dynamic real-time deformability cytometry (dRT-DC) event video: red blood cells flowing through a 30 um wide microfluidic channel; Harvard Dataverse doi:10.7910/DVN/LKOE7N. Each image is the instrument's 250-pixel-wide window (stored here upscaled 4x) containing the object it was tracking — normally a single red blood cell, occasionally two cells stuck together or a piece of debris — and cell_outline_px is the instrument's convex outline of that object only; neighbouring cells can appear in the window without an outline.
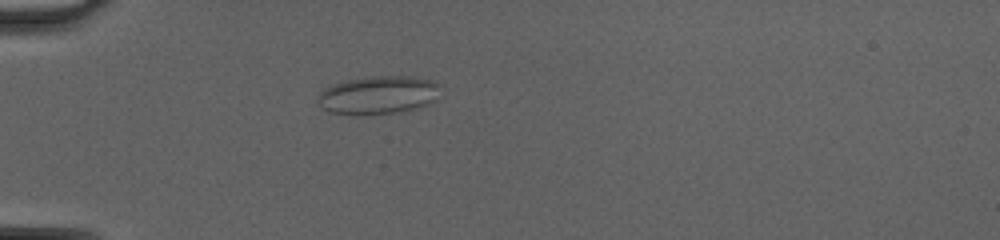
{"species": "common noctule bat (a hibernating species)", "species_latin": "Nyctalus noctula", "temperature_condition": "cold", "stored_images_in_passage": 50, "camera_frame_rate_fps": 3000, "um_per_image_px": 0.085, "animal": {"sex": "female", "body_mass_g": 20.0, "forearm_length_mm": 54.0}, "frame": {"image": 1, "passage_image": 16, "time_ms": 5.0, "image_size_px": [1000, 240], "cell_outline_px": [[436, 100], [428, 104], [416, 108], [400, 112], [356, 116], [328, 112], [316, 100], [320, 92], [324, 88], [332, 84], [344, 80], [372, 76], [408, 76], [432, 80], [436, 84]], "centroid_in_image_um": [32.07, 8.09], "position_along_channel_um": 52.9, "area_um2": 27.4}}
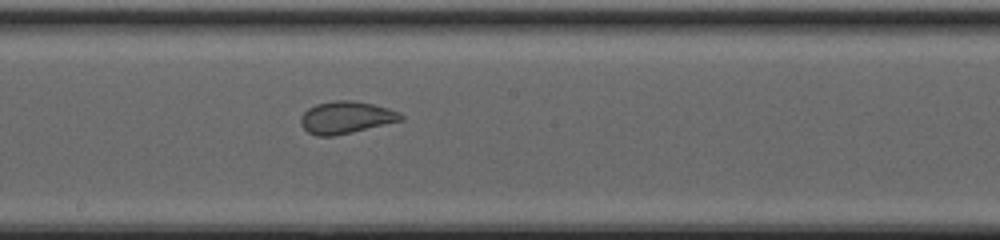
{"frame": {"image": 2, "passage_image": 29, "time_ms": 9.333, "image_size_px": [1000, 240], "cell_outline_px": [[404, 120], [352, 132], [332, 136], [316, 136], [308, 132], [300, 124], [300, 116], [308, 108], [316, 104], [336, 100], [352, 100], [372, 104], [388, 108], [400, 112], [404, 116]], "centroid_in_image_um": [29.41, 9.98], "position_along_channel_um": 218.8, "area_um2": 18.84}}
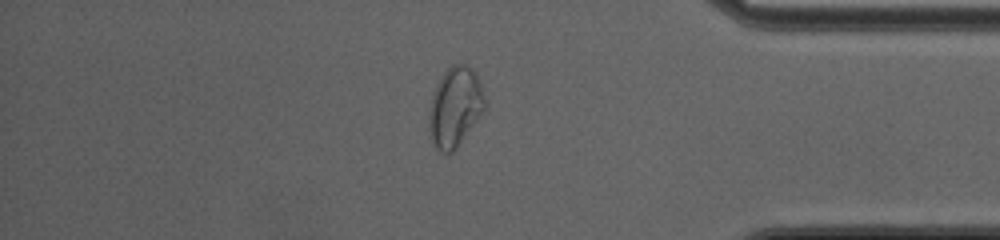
{"frame": {"image": 3, "passage_image": 43, "time_ms": 14.0, "image_size_px": [1000, 240], "cell_outline_px": [[484, 108], [476, 120], [456, 148], [452, 152], [440, 152], [432, 144], [428, 128], [428, 116], [432, 92], [440, 76], [452, 64], [468, 64], [476, 72], [484, 96]], "centroid_in_image_um": [38.62, 9.06], "position_along_channel_um": 396.6, "area_um2": 25.84}}